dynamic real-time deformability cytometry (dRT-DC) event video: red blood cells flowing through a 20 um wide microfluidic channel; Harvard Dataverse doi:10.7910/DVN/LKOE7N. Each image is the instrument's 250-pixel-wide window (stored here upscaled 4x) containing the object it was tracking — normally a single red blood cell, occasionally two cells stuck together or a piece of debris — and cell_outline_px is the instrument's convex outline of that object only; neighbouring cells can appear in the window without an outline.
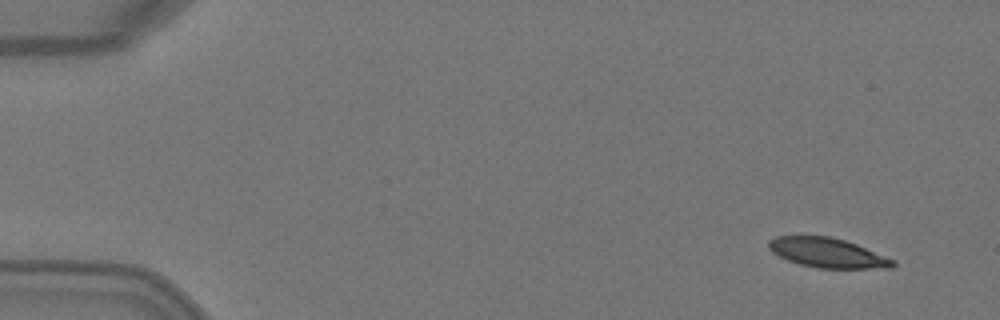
{"species": "Egyptian fruit bat (a non-hibernating species)", "species_latin": "Rousettus aegyptiacus", "temperature_condition": "warm", "stored_images_in_passage": 4, "camera_frame_rate_fps": 3000, "um_per_image_px": 0.085, "animal": {"sex": "female"}, "frame": {"image": 1, "passage_image": 1, "time_ms": 0.0, "image_size_px": [1000, 320], "cell_outline_px": [[896, 264], [892, 268], [816, 268], [800, 264], [788, 260], [772, 252], [768, 248], [768, 240], [776, 236], [832, 236], [856, 244], [896, 260]], "centroid_in_image_um": [70.35, 21.49], "position_along_channel_um": 14.7, "area_um2": 21.44}}
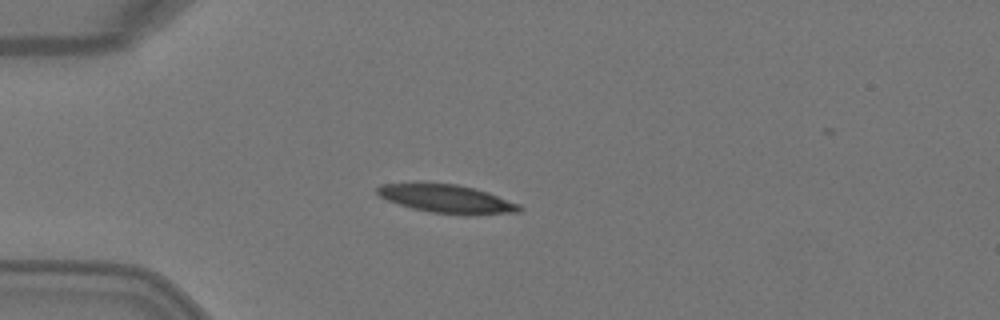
{"frame": {"image": 2, "passage_image": 4, "time_ms": 1.0, "image_size_px": [1000, 320], "cell_outline_px": [[524, 208], [520, 212], [468, 216], [464, 216], [432, 212], [412, 208], [388, 200], [380, 196], [376, 192], [376, 188], [380, 184], [420, 180], [456, 184], [488, 192], [520, 204]], "centroid_in_image_um": [37.95, 16.87], "position_along_channel_um": 47.0, "area_um2": 24.45}}